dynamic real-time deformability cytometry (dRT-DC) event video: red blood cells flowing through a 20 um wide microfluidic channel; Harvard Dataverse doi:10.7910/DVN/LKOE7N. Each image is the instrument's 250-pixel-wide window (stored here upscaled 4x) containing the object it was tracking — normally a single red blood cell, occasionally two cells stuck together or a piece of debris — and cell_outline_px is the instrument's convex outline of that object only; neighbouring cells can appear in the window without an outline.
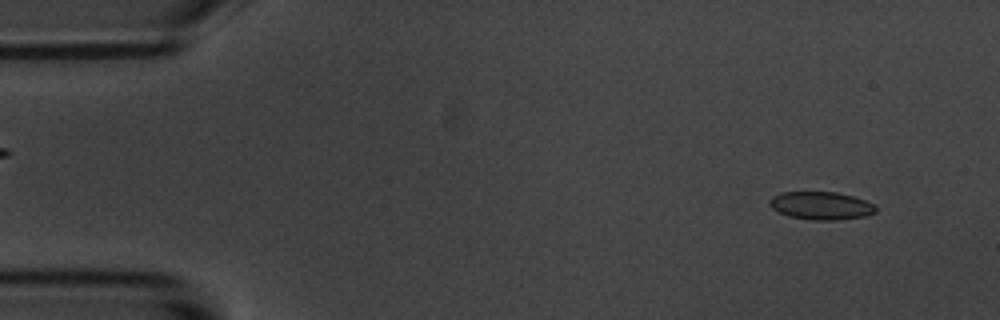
{"species": "common noctule bat (a hibernating species)", "species_latin": "Nyctalus noctula", "temperature_condition": "room temperature", "stored_images_in_passage": 5, "camera_frame_rate_fps": 3000, "um_per_image_px": 0.085, "animal": {"sex": "male", "body_mass_g": 20.1, "forearm_length_mm": 53.5}, "frame": {"image": 1, "passage_image": 1, "time_ms": 0.0, "image_size_px": [1000, 320], "cell_outline_px": [[876, 212], [864, 216], [836, 220], [812, 220], [788, 216], [772, 208], [768, 204], [768, 200], [772, 196], [780, 192], [836, 192], [852, 196], [864, 200], [872, 204], [876, 208]], "centroid_in_image_um": [69.74, 17.48], "position_along_channel_um": 15.3, "area_um2": 17.22}}
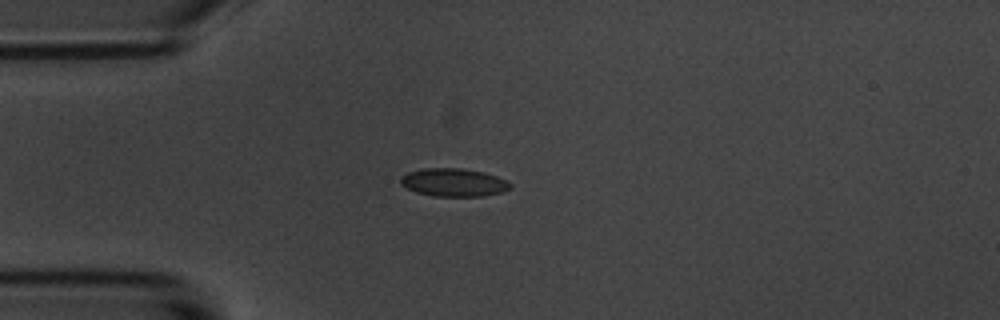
{"frame": {"image": 2, "passage_image": 4, "time_ms": 3.333, "image_size_px": [1000, 320], "cell_outline_px": [[512, 188], [504, 192], [484, 196], [432, 196], [416, 192], [400, 184], [400, 176], [408, 172], [424, 168], [460, 168], [484, 172], [496, 176], [512, 184]], "centroid_in_image_um": [38.57, 15.51], "position_along_channel_um": 46.4, "area_um2": 18.03}}
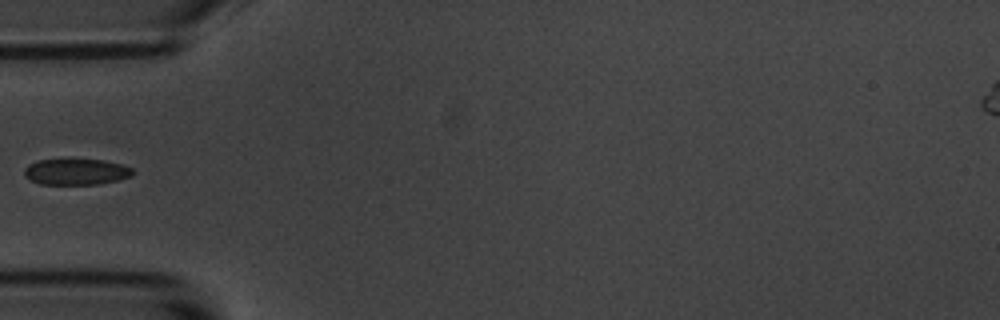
{"frame": {"image": 3, "passage_image": 5, "time_ms": 4.667, "image_size_px": [1000, 320], "cell_outline_px": [[132, 176], [100, 184], [40, 184], [24, 176], [24, 168], [28, 164], [40, 160], [104, 160], [120, 164], [132, 168]], "centroid_in_image_um": [6.45, 14.61], "position_along_channel_um": 78.5, "area_um2": 16.24}}